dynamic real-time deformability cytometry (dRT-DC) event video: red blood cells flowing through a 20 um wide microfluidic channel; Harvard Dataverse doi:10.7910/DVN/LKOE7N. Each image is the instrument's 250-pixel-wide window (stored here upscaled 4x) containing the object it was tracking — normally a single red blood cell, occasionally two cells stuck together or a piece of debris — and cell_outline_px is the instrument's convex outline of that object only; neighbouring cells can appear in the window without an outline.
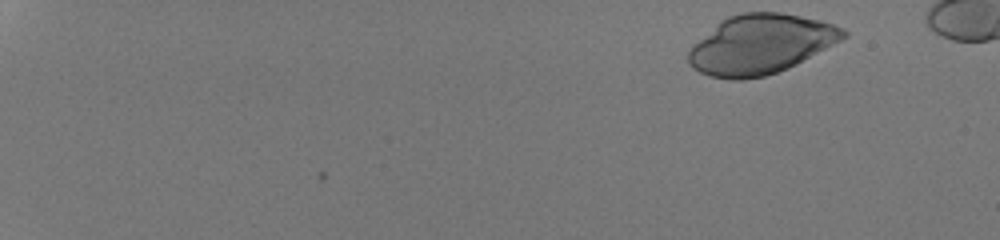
{"species": "human", "species_latin": "Homo sapiens", "temperature_condition": "room temperature", "stored_images_in_passage": 48, "camera_frame_rate_fps": 3000, "um_per_image_px": 0.085, "donor": {"sex": "male"}, "frame": {"image": 1, "passage_image": 1, "time_ms": 0.0, "image_size_px": [1000, 240], "cell_outline_px": [[848, 36], [796, 64], [788, 68], [764, 76], [744, 80], [732, 80], [708, 76], [692, 68], [688, 64], [688, 52], [692, 44], [720, 20], [728, 16], [740, 12], [780, 12], [820, 20], [844, 28], [848, 32]], "centroid_in_image_um": [64.61, 3.77], "position_along_channel_um": 20.4, "area_um2": 53.81}}